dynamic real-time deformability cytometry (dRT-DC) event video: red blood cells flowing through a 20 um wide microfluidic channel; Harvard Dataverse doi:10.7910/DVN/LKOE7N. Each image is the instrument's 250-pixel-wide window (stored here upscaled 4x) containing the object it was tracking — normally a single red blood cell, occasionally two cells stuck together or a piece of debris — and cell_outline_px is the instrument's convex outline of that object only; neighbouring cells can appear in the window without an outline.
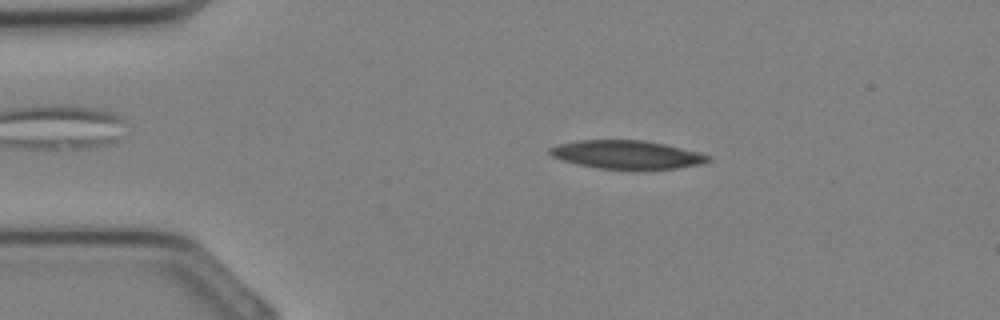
{"species": "Egyptian fruit bat (a non-hibernating species)", "species_latin": "Rousettus aegyptiacus", "temperature_condition": "cold", "stored_images_in_passage": 28, "camera_frame_rate_fps": 3000, "um_per_image_px": 0.085, "animal": {"sex": "female"}, "frame": {"image": 1, "passage_image": 1, "time_ms": 0.0, "image_size_px": [1000, 320], "cell_outline_px": [[712, 160], [704, 164], [676, 168], [596, 168], [564, 160], [552, 156], [548, 152], [548, 148], [556, 144], [576, 140], [644, 140], [664, 144], [712, 156]], "centroid_in_image_um": [53.27, 13.12], "position_along_channel_um": 31.7, "area_um2": 25.84}}
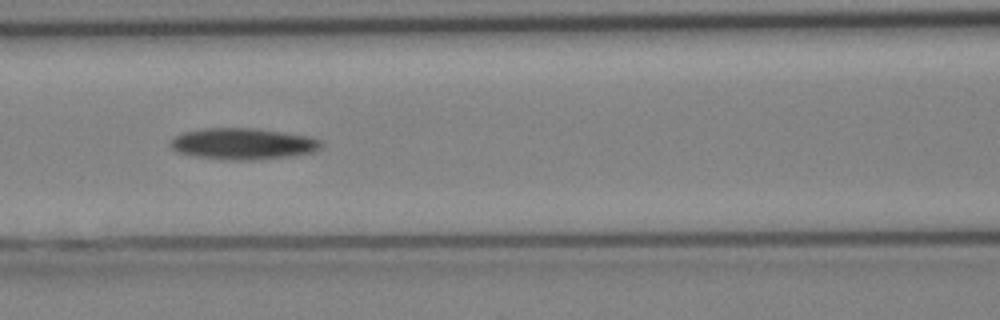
{"frame": {"image": 2, "passage_image": 9, "time_ms": 2.667, "image_size_px": [1000, 320], "cell_outline_px": [[324, 144], [316, 152], [296, 156], [256, 160], [224, 160], [192, 156], [176, 152], [168, 144], [176, 136], [184, 132], [204, 128], [256, 128], [312, 136], [320, 140]], "centroid_in_image_um": [20.71, 12.23], "position_along_channel_um": 145.9, "area_um2": 28.15}}
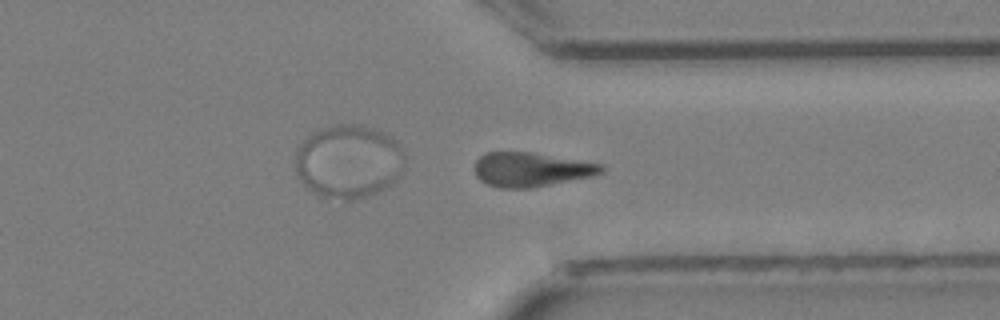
{"frame": {"image": 3, "passage_image": 20, "time_ms": 6.333, "image_size_px": [1000, 320], "cell_outline_px": [[604, 172], [596, 176], [532, 188], [500, 188], [488, 184], [480, 180], [476, 176], [476, 160], [484, 152], [532, 152], [604, 164]], "centroid_in_image_um": [45.2, 14.41], "position_along_channel_um": 366.2, "area_um2": 25.55}}